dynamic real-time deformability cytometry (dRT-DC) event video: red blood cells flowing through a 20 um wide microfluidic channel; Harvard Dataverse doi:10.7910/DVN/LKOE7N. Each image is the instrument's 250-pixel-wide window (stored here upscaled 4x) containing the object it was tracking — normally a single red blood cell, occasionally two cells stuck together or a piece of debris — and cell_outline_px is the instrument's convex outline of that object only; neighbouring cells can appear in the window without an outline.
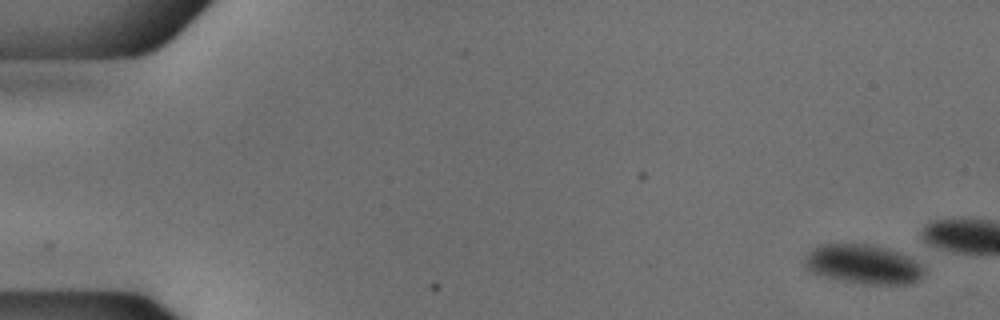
{"species": "common noctule bat (a hibernating species)", "species_latin": "Nyctalus noctula", "temperature_condition": "cold", "stored_images_in_passage": 2, "camera_frame_rate_fps": 3000, "um_per_image_px": 0.085, "animal": {"sex": "male", "body_mass_g": 18.8}, "frame": {"image": 1, "passage_image": 1, "time_ms": 0.0, "image_size_px": [1000, 320], "cell_outline_px": [[924, 272], [916, 280], [908, 284], [864, 284], [840, 280], [824, 276], [812, 272], [804, 268], [804, 256], [812, 248], [820, 244], [876, 244], [900, 252], [916, 260], [924, 268]], "centroid_in_image_um": [73.34, 22.44], "position_along_channel_um": 11.7, "area_um2": 27.57}}